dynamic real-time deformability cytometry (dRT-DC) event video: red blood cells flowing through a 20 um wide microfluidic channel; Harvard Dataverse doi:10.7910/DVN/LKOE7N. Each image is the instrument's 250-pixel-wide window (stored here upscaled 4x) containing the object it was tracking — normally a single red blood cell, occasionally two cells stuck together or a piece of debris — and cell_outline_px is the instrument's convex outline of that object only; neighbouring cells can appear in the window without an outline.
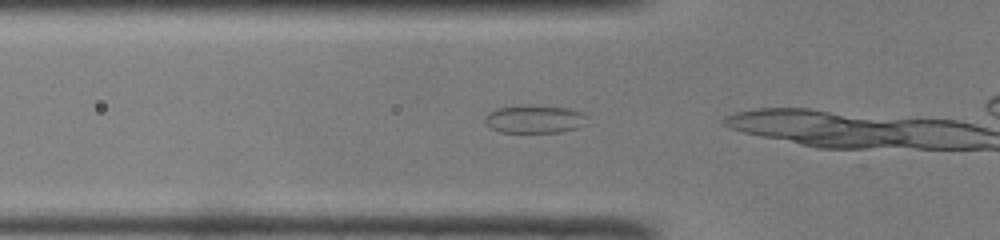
{"species": "common noctule bat (a hibernating species)", "species_latin": "Nyctalus noctula", "temperature_condition": "room temperature", "stored_images_in_passage": 13, "camera_frame_rate_fps": 3000, "um_per_image_px": 0.085, "animal": {"sex": "male", "body_mass_g": 19.0, "forearm_length_mm": 50.8}, "frame": {"image": 1, "passage_image": 11, "time_ms": 3.333, "image_size_px": [1000, 240], "cell_outline_px": [[588, 116], [584, 124], [576, 128], [560, 132], [500, 132], [492, 128], [484, 120], [484, 116], [488, 112], [496, 108], [516, 104], [572, 108]], "centroid_in_image_um": [45.41, 10.1], "position_along_channel_um": 80.4, "area_um2": 16.88}}